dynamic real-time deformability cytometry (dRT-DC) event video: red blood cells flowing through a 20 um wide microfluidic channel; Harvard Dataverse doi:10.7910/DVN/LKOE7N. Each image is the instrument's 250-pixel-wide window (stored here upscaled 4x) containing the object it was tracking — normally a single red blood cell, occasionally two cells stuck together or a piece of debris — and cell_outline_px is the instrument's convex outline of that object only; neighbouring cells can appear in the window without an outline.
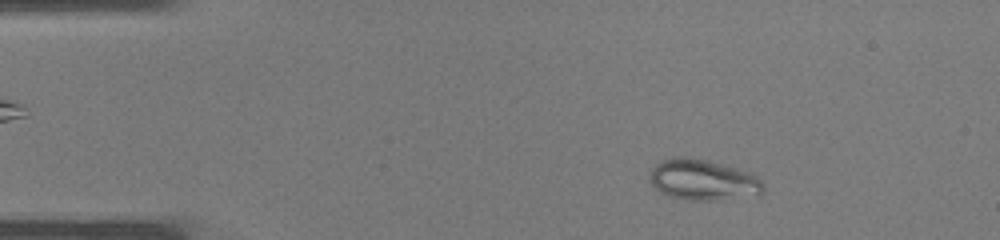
{"species": "common noctule bat (a hibernating species)", "species_latin": "Nyctalus noctula", "temperature_condition": "warm", "stored_images_in_passage": 36, "camera_frame_rate_fps": 3000, "um_per_image_px": 0.085, "animal": {"sex": "male", "body_mass_g": 19.0, "forearm_length_mm": 50.8}, "frame": {"image": 1, "passage_image": 5, "time_ms": 1.333, "image_size_px": [1000, 240], "cell_outline_px": [[764, 192], [760, 196], [720, 200], [688, 200], [672, 196], [660, 192], [648, 180], [648, 176], [652, 168], [656, 164], [672, 156], [684, 156], [708, 160], [736, 168], [748, 172], [756, 176], [764, 184]], "centroid_in_image_um": [59.78, 15.3], "position_along_channel_um": 25.2, "area_um2": 27.34}}
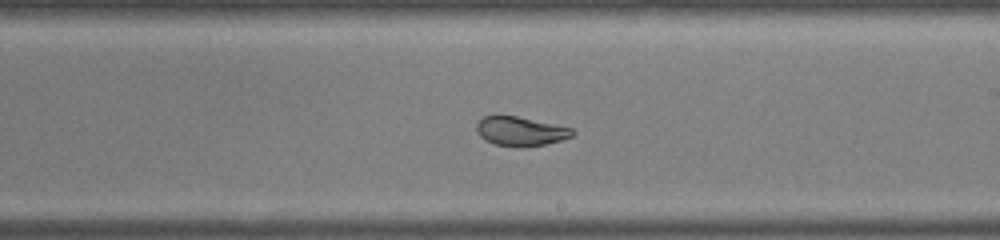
{"frame": {"image": 2, "passage_image": 21, "time_ms": 6.667, "image_size_px": [1000, 240], "cell_outline_px": [[576, 132], [572, 136], [560, 140], [544, 144], [496, 144], [480, 136], [476, 132], [476, 124], [484, 116], [496, 112], [516, 116], [572, 128]], "centroid_in_image_um": [44.19, 11.07], "position_along_channel_um": 244.8, "area_um2": 15.84}}
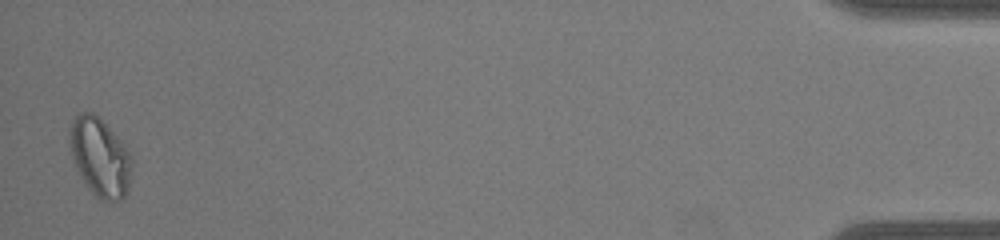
{"frame": {"image": 3, "passage_image": 36, "time_ms": 11.667, "image_size_px": [1000, 240], "cell_outline_px": [[132, 172], [128, 188], [124, 196], [120, 200], [100, 200], [88, 188], [76, 168], [72, 156], [72, 120], [80, 112], [92, 112], [120, 140], [132, 156]], "centroid_in_image_um": [8.54, 13.41], "position_along_channel_um": 426.7, "area_um2": 27.57}}